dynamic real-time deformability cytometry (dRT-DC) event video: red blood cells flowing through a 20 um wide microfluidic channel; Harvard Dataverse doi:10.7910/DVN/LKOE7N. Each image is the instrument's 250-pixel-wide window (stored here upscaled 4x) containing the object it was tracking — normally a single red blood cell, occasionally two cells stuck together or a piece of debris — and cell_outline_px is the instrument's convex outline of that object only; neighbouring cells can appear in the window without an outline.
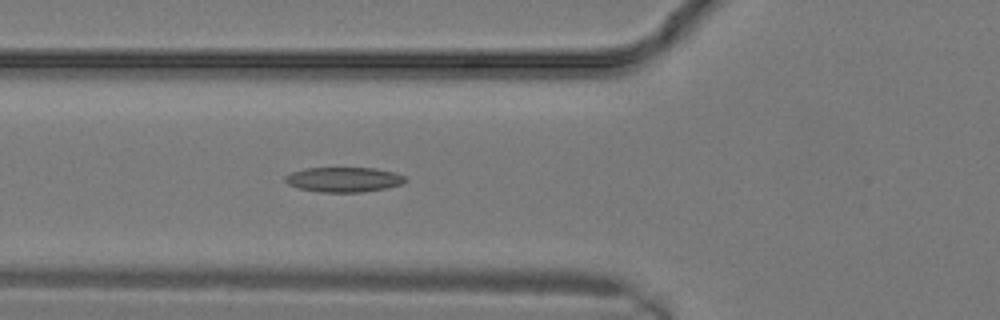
{"species": "common noctule bat (a hibernating species)", "species_latin": "Nyctalus noctula", "temperature_condition": "warm", "stored_images_in_passage": 10, "camera_frame_rate_fps": 3000, "um_per_image_px": 0.085, "animal": {"sex": "male", "body_mass_g": 19.2, "forearm_length_mm": 51.8}, "frame": {"image": 1, "passage_image": 10, "time_ms": 3.0, "image_size_px": [1000, 320], "cell_outline_px": [[408, 180], [404, 184], [388, 188], [360, 192], [320, 192], [300, 188], [288, 184], [284, 180], [284, 176], [292, 172], [304, 168], [376, 168], [396, 172], [404, 176]], "centroid_in_image_um": [29.27, 15.26], "position_along_channel_um": 96.5, "area_um2": 17.57}}